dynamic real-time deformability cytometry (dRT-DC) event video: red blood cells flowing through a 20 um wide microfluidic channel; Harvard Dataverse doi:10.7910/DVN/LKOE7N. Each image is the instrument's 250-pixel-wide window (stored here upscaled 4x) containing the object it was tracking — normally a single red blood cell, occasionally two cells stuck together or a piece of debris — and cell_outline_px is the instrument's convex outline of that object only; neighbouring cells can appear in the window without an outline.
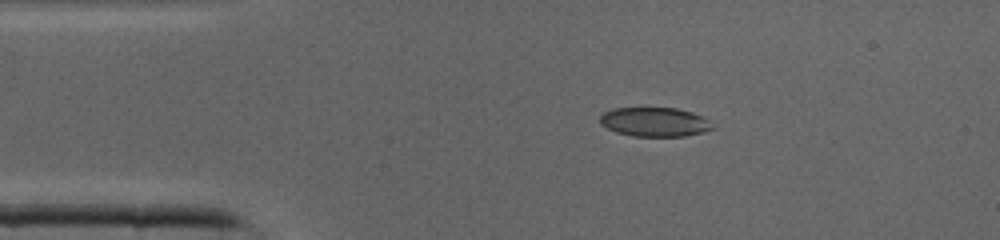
{"species": "common noctule bat (a hibernating species)", "species_latin": "Nyctalus noctula", "temperature_condition": "cold", "stored_images_in_passage": 35, "camera_frame_rate_fps": 3000, "um_per_image_px": 0.085, "animal": {"sex": "male", "body_mass_g": 19.0, "forearm_length_mm": 50.8}, "frame": {"image": 1, "passage_image": 1, "time_ms": 0.0, "image_size_px": [1000, 240], "cell_outline_px": [[716, 128], [704, 132], [684, 136], [632, 136], [616, 132], [600, 124], [600, 116], [604, 112], [612, 108], [676, 108], [692, 112], [708, 120]], "centroid_in_image_um": [55.65, 10.37], "position_along_channel_um": 29.4, "area_um2": 19.13}}
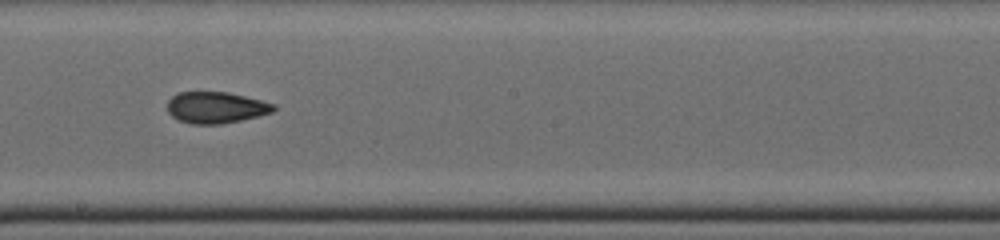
{"frame": {"image": 2, "passage_image": 16, "time_ms": 5.0, "image_size_px": [1000, 240], "cell_outline_px": [[276, 108], [272, 112], [260, 116], [220, 124], [192, 124], [180, 120], [172, 116], [168, 112], [168, 100], [172, 96], [180, 92], [228, 92], [276, 104]], "centroid_in_image_um": [18.37, 9.14], "position_along_channel_um": 229.8, "area_um2": 19.36}}
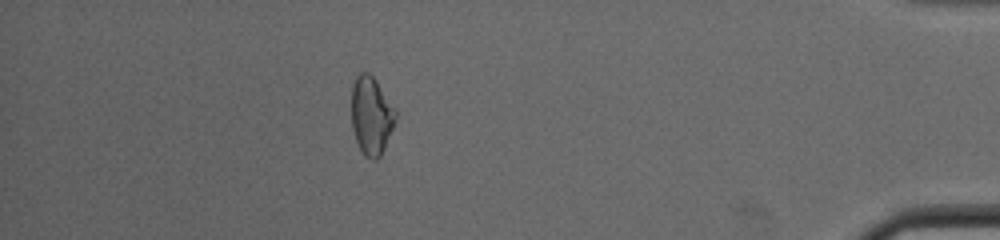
{"frame": {"image": 3, "passage_image": 30, "time_ms": 9.667, "image_size_px": [1000, 240], "cell_outline_px": [[396, 120], [384, 148], [380, 156], [376, 160], [372, 160], [364, 156], [356, 140], [352, 128], [352, 84], [356, 76], [360, 72], [368, 72], [376, 80], [396, 112]], "centroid_in_image_um": [31.54, 9.83], "position_along_channel_um": 403.7, "area_um2": 19.88}}